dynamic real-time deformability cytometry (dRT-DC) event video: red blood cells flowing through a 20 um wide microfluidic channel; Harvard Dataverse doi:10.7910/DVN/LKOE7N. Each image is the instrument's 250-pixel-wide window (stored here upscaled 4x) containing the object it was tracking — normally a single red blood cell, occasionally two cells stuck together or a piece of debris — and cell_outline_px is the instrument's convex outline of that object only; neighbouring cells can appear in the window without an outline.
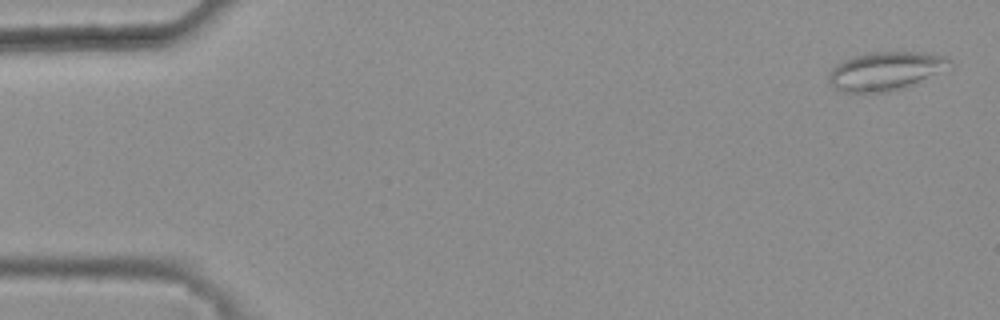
{"species": "common noctule bat (a hibernating species)", "species_latin": "Nyctalus noctula", "temperature_condition": "warm", "stored_images_in_passage": 47, "camera_frame_rate_fps": 3000, "um_per_image_px": 0.085, "animal": {"sex": "female", "body_mass_g": 25.1}, "frame": {"image": 1, "passage_image": 2, "time_ms": 0.333, "image_size_px": [1000, 320], "cell_outline_px": [[952, 68], [904, 88], [888, 92], [840, 92], [828, 84], [828, 72], [836, 64], [844, 60], [868, 52], [924, 52], [948, 56], [952, 60]], "centroid_in_image_um": [75.3, 6.04], "position_along_channel_um": 9.7, "area_um2": 27.69}}
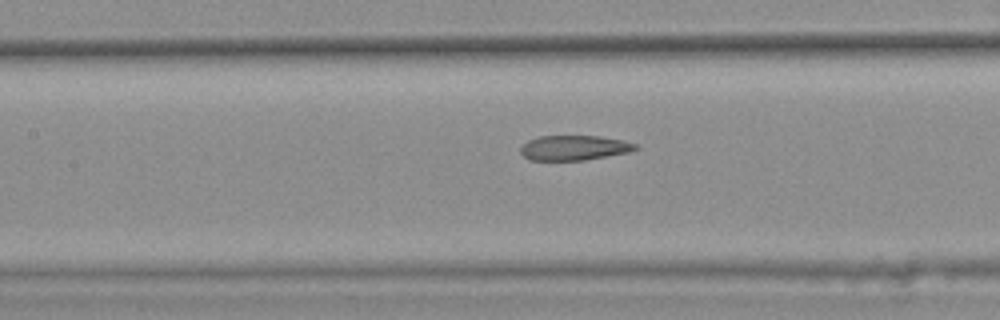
{"frame": {"image": 2, "passage_image": 24, "time_ms": 7.667, "image_size_px": [1000, 320], "cell_outline_px": [[640, 148], [628, 152], [584, 160], [528, 160], [520, 152], [520, 148], [528, 140], [540, 136], [600, 136], [624, 140], [636, 144]], "centroid_in_image_um": [48.8, 12.56], "position_along_channel_um": 158.6, "area_um2": 16.65}}
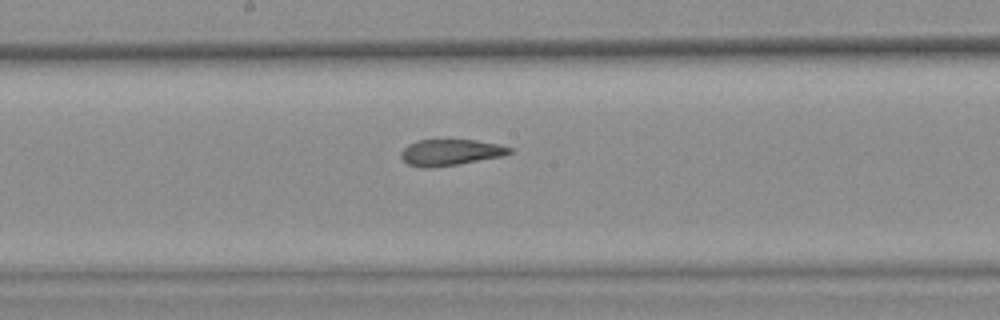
{"frame": {"image": 3, "passage_image": 28, "time_ms": 9.0, "image_size_px": [1000, 320], "cell_outline_px": [[512, 152], [504, 156], [460, 164], [432, 168], [420, 168], [408, 164], [400, 156], [400, 152], [408, 144], [416, 140], [476, 140], [500, 144], [512, 148]], "centroid_in_image_um": [38.29, 12.96], "position_along_channel_um": 209.9, "area_um2": 16.82}, "authors_computed_cell_mechanics": {"area_um2": 17.9758, "velocity_mm_per_s": 3.8574, "shape_relaxation_time_tau1_ms": null, "shape_relaxation_time_tau2_ms": 1.7468, "deformation_change_tau1": null, "deformation_change_tau2": 0.0867}}